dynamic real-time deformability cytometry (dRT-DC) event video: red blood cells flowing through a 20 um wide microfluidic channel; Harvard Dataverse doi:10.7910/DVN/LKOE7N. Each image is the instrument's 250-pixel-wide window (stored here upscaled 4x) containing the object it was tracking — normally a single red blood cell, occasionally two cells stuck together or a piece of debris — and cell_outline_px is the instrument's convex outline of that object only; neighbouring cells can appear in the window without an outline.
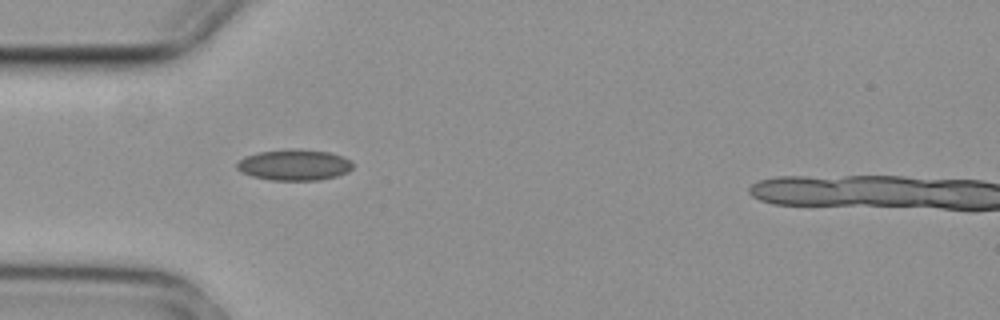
{"species": "common noctule bat (a hibernating species)", "species_latin": "Nyctalus noctula", "temperature_condition": "cold", "stored_images_in_passage": 4, "segment_of_instrument_passage": [1, 2], "camera_frame_rate_fps": 3000, "um_per_image_px": 0.085, "animal": {"sex": "female", "body_mass_g": 29.2, "forearm_length_mm": 56.3}, "frame": {"image": 1, "passage_image": 2, "time_ms": 0.333, "image_size_px": [1000, 320], "cell_outline_px": [[352, 168], [348, 172], [336, 176], [320, 180], [268, 180], [252, 176], [240, 172], [236, 168], [236, 164], [244, 156], [256, 152], [288, 148], [300, 148], [328, 152], [340, 156], [348, 160], [352, 164]], "centroid_in_image_um": [24.95, 14.01], "position_along_channel_um": 60.0, "area_um2": 21.15}}
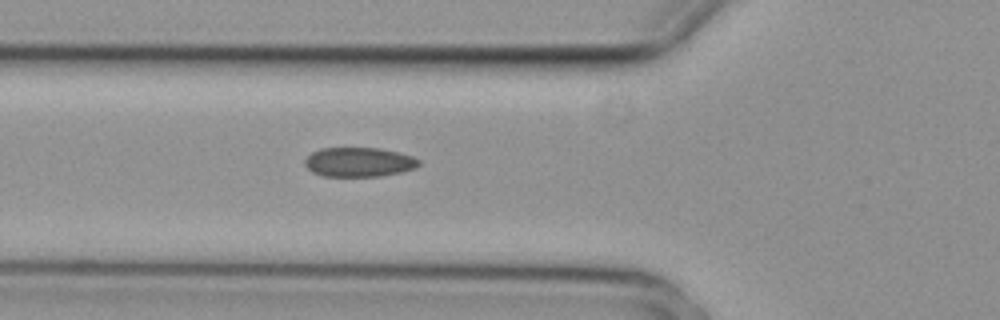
{"frame": {"image": 2, "passage_image": 3, "time_ms": 0.667, "image_size_px": [1000, 320], "cell_outline_px": [[420, 164], [416, 168], [400, 172], [380, 176], [324, 176], [312, 172], [304, 164], [304, 160], [312, 152], [320, 148], [380, 148], [400, 152], [412, 156], [420, 160]], "centroid_in_image_um": [30.52, 13.77], "position_along_channel_um": 95.3, "area_um2": 19.59}}